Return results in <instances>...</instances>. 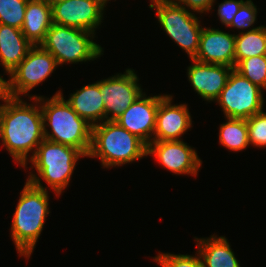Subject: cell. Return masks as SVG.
Wrapping results in <instances>:
<instances>
[{"instance_id":"1","label":"cell","mask_w":266,"mask_h":267,"mask_svg":"<svg viewBox=\"0 0 266 267\" xmlns=\"http://www.w3.org/2000/svg\"><path fill=\"white\" fill-rule=\"evenodd\" d=\"M30 100L35 101V105L27 104L22 98L6 96L2 99L5 103L0 104L2 145L17 164L25 168L29 152L32 151L31 159L38 145L45 139L39 96L32 95Z\"/></svg>"},{"instance_id":"2","label":"cell","mask_w":266,"mask_h":267,"mask_svg":"<svg viewBox=\"0 0 266 267\" xmlns=\"http://www.w3.org/2000/svg\"><path fill=\"white\" fill-rule=\"evenodd\" d=\"M39 103L44 138L76 148L87 157L91 147L92 126L71 108L61 90L50 99L39 96ZM46 124L51 128V132L46 129Z\"/></svg>"},{"instance_id":"3","label":"cell","mask_w":266,"mask_h":267,"mask_svg":"<svg viewBox=\"0 0 266 267\" xmlns=\"http://www.w3.org/2000/svg\"><path fill=\"white\" fill-rule=\"evenodd\" d=\"M48 191L26 181L13 214L11 237L20 256L28 260L49 215Z\"/></svg>"},{"instance_id":"4","label":"cell","mask_w":266,"mask_h":267,"mask_svg":"<svg viewBox=\"0 0 266 267\" xmlns=\"http://www.w3.org/2000/svg\"><path fill=\"white\" fill-rule=\"evenodd\" d=\"M147 157V144L116 121L92 126L91 147L87 157L99 158L105 168L121 166Z\"/></svg>"},{"instance_id":"5","label":"cell","mask_w":266,"mask_h":267,"mask_svg":"<svg viewBox=\"0 0 266 267\" xmlns=\"http://www.w3.org/2000/svg\"><path fill=\"white\" fill-rule=\"evenodd\" d=\"M86 157L80 150L44 139L37 147L34 156L29 159L38 175L30 172L27 178L35 187L47 188L41 184V179L55 191L57 196L68 185L79 158ZM39 176V177H37Z\"/></svg>"},{"instance_id":"6","label":"cell","mask_w":266,"mask_h":267,"mask_svg":"<svg viewBox=\"0 0 266 267\" xmlns=\"http://www.w3.org/2000/svg\"><path fill=\"white\" fill-rule=\"evenodd\" d=\"M95 34L82 29L53 23L40 44L56 60L57 65L95 60L103 48L93 41Z\"/></svg>"},{"instance_id":"7","label":"cell","mask_w":266,"mask_h":267,"mask_svg":"<svg viewBox=\"0 0 266 267\" xmlns=\"http://www.w3.org/2000/svg\"><path fill=\"white\" fill-rule=\"evenodd\" d=\"M150 9L156 10L158 22L164 32L180 46L190 59H194L199 50L201 21L191 10H187L174 0H151Z\"/></svg>"},{"instance_id":"8","label":"cell","mask_w":266,"mask_h":267,"mask_svg":"<svg viewBox=\"0 0 266 267\" xmlns=\"http://www.w3.org/2000/svg\"><path fill=\"white\" fill-rule=\"evenodd\" d=\"M262 92L261 88L233 68L216 102L225 118L247 120L263 111L265 99Z\"/></svg>"},{"instance_id":"9","label":"cell","mask_w":266,"mask_h":267,"mask_svg":"<svg viewBox=\"0 0 266 267\" xmlns=\"http://www.w3.org/2000/svg\"><path fill=\"white\" fill-rule=\"evenodd\" d=\"M58 67L55 58L41 45H33L26 57L9 74L7 96L20 98L45 81ZM20 95V96H19Z\"/></svg>"},{"instance_id":"10","label":"cell","mask_w":266,"mask_h":267,"mask_svg":"<svg viewBox=\"0 0 266 267\" xmlns=\"http://www.w3.org/2000/svg\"><path fill=\"white\" fill-rule=\"evenodd\" d=\"M104 101V121H116L142 94L138 76L132 69L98 81ZM110 115V116H109Z\"/></svg>"},{"instance_id":"11","label":"cell","mask_w":266,"mask_h":267,"mask_svg":"<svg viewBox=\"0 0 266 267\" xmlns=\"http://www.w3.org/2000/svg\"><path fill=\"white\" fill-rule=\"evenodd\" d=\"M149 155H153L165 169L178 175L197 176L202 165L196 150L183 140L152 141L147 145Z\"/></svg>"},{"instance_id":"12","label":"cell","mask_w":266,"mask_h":267,"mask_svg":"<svg viewBox=\"0 0 266 267\" xmlns=\"http://www.w3.org/2000/svg\"><path fill=\"white\" fill-rule=\"evenodd\" d=\"M52 22L95 34L103 20V8L98 0H63L52 6Z\"/></svg>"},{"instance_id":"13","label":"cell","mask_w":266,"mask_h":267,"mask_svg":"<svg viewBox=\"0 0 266 267\" xmlns=\"http://www.w3.org/2000/svg\"><path fill=\"white\" fill-rule=\"evenodd\" d=\"M142 94L116 120L130 133L138 136L147 145L153 141L156 127V113L159 102L166 95L145 96Z\"/></svg>"},{"instance_id":"14","label":"cell","mask_w":266,"mask_h":267,"mask_svg":"<svg viewBox=\"0 0 266 267\" xmlns=\"http://www.w3.org/2000/svg\"><path fill=\"white\" fill-rule=\"evenodd\" d=\"M172 99L171 95H166L159 102L153 141L182 140V134L192 126L188 105H173Z\"/></svg>"},{"instance_id":"15","label":"cell","mask_w":266,"mask_h":267,"mask_svg":"<svg viewBox=\"0 0 266 267\" xmlns=\"http://www.w3.org/2000/svg\"><path fill=\"white\" fill-rule=\"evenodd\" d=\"M194 60L235 68V34L215 28H203Z\"/></svg>"},{"instance_id":"16","label":"cell","mask_w":266,"mask_h":267,"mask_svg":"<svg viewBox=\"0 0 266 267\" xmlns=\"http://www.w3.org/2000/svg\"><path fill=\"white\" fill-rule=\"evenodd\" d=\"M187 69L188 80L193 89L205 101H216L224 89L233 67L201 63L191 59Z\"/></svg>"},{"instance_id":"17","label":"cell","mask_w":266,"mask_h":267,"mask_svg":"<svg viewBox=\"0 0 266 267\" xmlns=\"http://www.w3.org/2000/svg\"><path fill=\"white\" fill-rule=\"evenodd\" d=\"M66 102L89 125L95 126L104 121V101L98 81L83 86L70 94ZM99 122V123H98Z\"/></svg>"},{"instance_id":"18","label":"cell","mask_w":266,"mask_h":267,"mask_svg":"<svg viewBox=\"0 0 266 267\" xmlns=\"http://www.w3.org/2000/svg\"><path fill=\"white\" fill-rule=\"evenodd\" d=\"M33 45L26 39L21 29L0 24V64L8 75L26 57Z\"/></svg>"},{"instance_id":"19","label":"cell","mask_w":266,"mask_h":267,"mask_svg":"<svg viewBox=\"0 0 266 267\" xmlns=\"http://www.w3.org/2000/svg\"><path fill=\"white\" fill-rule=\"evenodd\" d=\"M52 22V7L40 0H28L21 31L32 45H40Z\"/></svg>"},{"instance_id":"20","label":"cell","mask_w":266,"mask_h":267,"mask_svg":"<svg viewBox=\"0 0 266 267\" xmlns=\"http://www.w3.org/2000/svg\"><path fill=\"white\" fill-rule=\"evenodd\" d=\"M203 267H241L234 252L224 236L195 238Z\"/></svg>"},{"instance_id":"21","label":"cell","mask_w":266,"mask_h":267,"mask_svg":"<svg viewBox=\"0 0 266 267\" xmlns=\"http://www.w3.org/2000/svg\"><path fill=\"white\" fill-rule=\"evenodd\" d=\"M266 55V26L235 34V66L243 59Z\"/></svg>"},{"instance_id":"22","label":"cell","mask_w":266,"mask_h":267,"mask_svg":"<svg viewBox=\"0 0 266 267\" xmlns=\"http://www.w3.org/2000/svg\"><path fill=\"white\" fill-rule=\"evenodd\" d=\"M220 124L219 143L232 151H242L249 146L247 122L244 119L226 118Z\"/></svg>"},{"instance_id":"23","label":"cell","mask_w":266,"mask_h":267,"mask_svg":"<svg viewBox=\"0 0 266 267\" xmlns=\"http://www.w3.org/2000/svg\"><path fill=\"white\" fill-rule=\"evenodd\" d=\"M234 69L254 85L266 90V55L243 59Z\"/></svg>"},{"instance_id":"24","label":"cell","mask_w":266,"mask_h":267,"mask_svg":"<svg viewBox=\"0 0 266 267\" xmlns=\"http://www.w3.org/2000/svg\"><path fill=\"white\" fill-rule=\"evenodd\" d=\"M28 0H0V24L21 29Z\"/></svg>"},{"instance_id":"25","label":"cell","mask_w":266,"mask_h":267,"mask_svg":"<svg viewBox=\"0 0 266 267\" xmlns=\"http://www.w3.org/2000/svg\"><path fill=\"white\" fill-rule=\"evenodd\" d=\"M249 144L266 147V112L261 111L246 120Z\"/></svg>"},{"instance_id":"26","label":"cell","mask_w":266,"mask_h":267,"mask_svg":"<svg viewBox=\"0 0 266 267\" xmlns=\"http://www.w3.org/2000/svg\"><path fill=\"white\" fill-rule=\"evenodd\" d=\"M161 267H203L202 260L197 256L188 254L160 253L153 258Z\"/></svg>"},{"instance_id":"27","label":"cell","mask_w":266,"mask_h":267,"mask_svg":"<svg viewBox=\"0 0 266 267\" xmlns=\"http://www.w3.org/2000/svg\"><path fill=\"white\" fill-rule=\"evenodd\" d=\"M257 6L254 5L252 0H246L241 6L239 11L234 16L231 24L228 26L230 28L245 30L252 27V29L258 28L254 27L256 17H257Z\"/></svg>"},{"instance_id":"28","label":"cell","mask_w":266,"mask_h":267,"mask_svg":"<svg viewBox=\"0 0 266 267\" xmlns=\"http://www.w3.org/2000/svg\"><path fill=\"white\" fill-rule=\"evenodd\" d=\"M244 2V0H224L218 5L217 14L221 23L226 25L225 27L231 24L234 16Z\"/></svg>"},{"instance_id":"29","label":"cell","mask_w":266,"mask_h":267,"mask_svg":"<svg viewBox=\"0 0 266 267\" xmlns=\"http://www.w3.org/2000/svg\"><path fill=\"white\" fill-rule=\"evenodd\" d=\"M177 4L187 7L197 13H208L216 0H174Z\"/></svg>"},{"instance_id":"30","label":"cell","mask_w":266,"mask_h":267,"mask_svg":"<svg viewBox=\"0 0 266 267\" xmlns=\"http://www.w3.org/2000/svg\"><path fill=\"white\" fill-rule=\"evenodd\" d=\"M7 96V81L0 76V100Z\"/></svg>"},{"instance_id":"31","label":"cell","mask_w":266,"mask_h":267,"mask_svg":"<svg viewBox=\"0 0 266 267\" xmlns=\"http://www.w3.org/2000/svg\"><path fill=\"white\" fill-rule=\"evenodd\" d=\"M40 1H44L46 4H49L52 6L54 3L63 1V0H40Z\"/></svg>"},{"instance_id":"32","label":"cell","mask_w":266,"mask_h":267,"mask_svg":"<svg viewBox=\"0 0 266 267\" xmlns=\"http://www.w3.org/2000/svg\"><path fill=\"white\" fill-rule=\"evenodd\" d=\"M108 1H110V0H98V2L100 3V5H101L103 8L106 7Z\"/></svg>"}]
</instances>
